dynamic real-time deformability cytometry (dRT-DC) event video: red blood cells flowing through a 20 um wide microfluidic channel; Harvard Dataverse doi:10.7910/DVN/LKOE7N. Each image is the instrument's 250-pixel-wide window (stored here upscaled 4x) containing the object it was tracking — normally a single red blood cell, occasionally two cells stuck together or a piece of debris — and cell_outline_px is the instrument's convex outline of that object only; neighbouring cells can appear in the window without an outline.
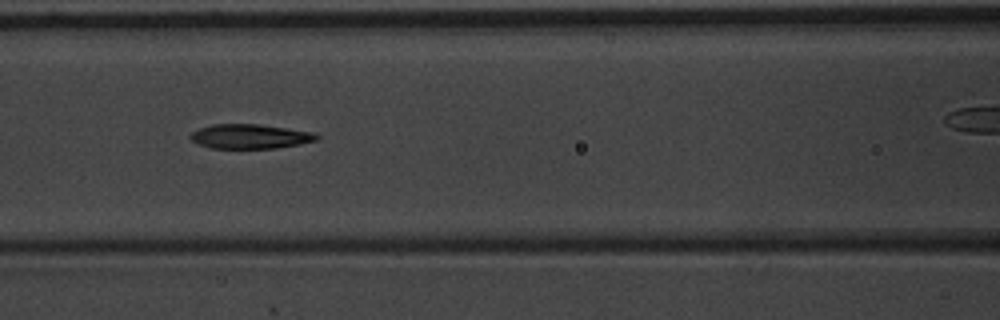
{"species": "common noctule bat (a hibernating species)", "species_latin": "Nyctalus noctula", "temperature_condition": "warm", "stored_images_in_passage": 5, "camera_frame_rate_fps": 3000, "um_per_image_px": 0.085, "animal": {"sex": "male", "body_mass_g": 20.1, "forearm_length_mm": 53.5}, "frame": {"image": 1, "passage_image": 4, "time_ms": 1.0, "image_size_px": [1000, 320], "cell_outline_px": [[320, 136], [316, 140], [300, 144], [276, 148], [212, 148], [200, 144], [192, 140], [188, 136], [192, 132], [200, 128], [212, 124], [256, 124], [316, 132]], "centroid_in_image_um": [21.28, 11.59], "position_along_channel_um": 145.3, "area_um2": 17.92}}